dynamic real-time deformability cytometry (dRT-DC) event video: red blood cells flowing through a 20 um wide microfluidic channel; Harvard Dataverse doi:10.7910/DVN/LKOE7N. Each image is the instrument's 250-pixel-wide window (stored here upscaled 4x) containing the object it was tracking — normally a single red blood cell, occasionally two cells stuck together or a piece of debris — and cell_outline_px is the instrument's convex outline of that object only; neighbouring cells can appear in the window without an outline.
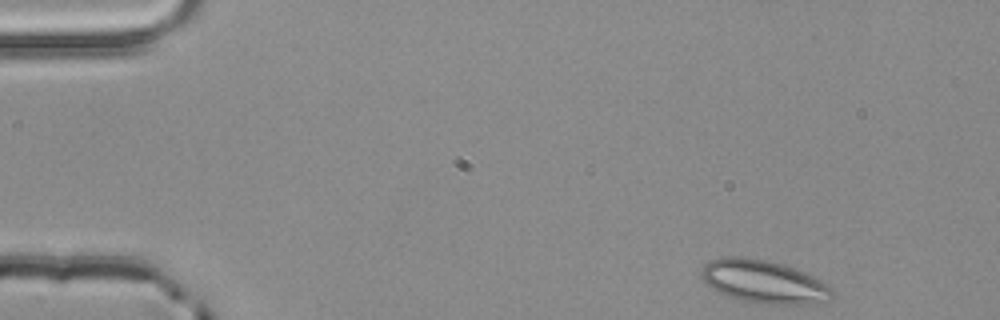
{"species": "common noctule bat (a hibernating species)", "species_latin": "Nyctalus noctula", "temperature_condition": "room temperature", "stored_images_in_passage": 3, "camera_frame_rate_fps": 3000, "um_per_image_px": 0.085, "animal": {"sex": "male", "body_mass_g": 20.4}, "frame": {"image": 1, "passage_image": 1, "time_ms": 0.0, "image_size_px": [1000, 320], "cell_outline_px": [[836, 296], [816, 304], [764, 304], [736, 300], [704, 284], [700, 276], [700, 272], [704, 264], [720, 256], [740, 256], [768, 260], [804, 272], [820, 280], [832, 288]], "centroid_in_image_um": [64.89, 23.95], "position_along_channel_um": 20.1, "area_um2": 33.12}}